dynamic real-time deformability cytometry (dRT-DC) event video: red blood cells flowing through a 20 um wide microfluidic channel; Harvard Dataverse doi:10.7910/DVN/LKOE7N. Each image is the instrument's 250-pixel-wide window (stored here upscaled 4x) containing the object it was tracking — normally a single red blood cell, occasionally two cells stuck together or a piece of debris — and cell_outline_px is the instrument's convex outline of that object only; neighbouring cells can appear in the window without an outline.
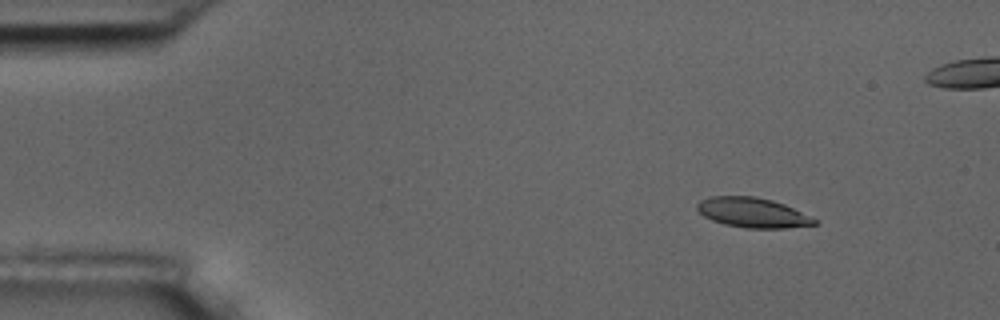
{"species": "common noctule bat (a hibernating species)", "species_latin": "Nyctalus noctula", "temperature_condition": "room temperature", "stored_images_in_passage": 8, "segment_of_instrument_passage": [1, 2], "camera_frame_rate_fps": 3000, "um_per_image_px": 0.085, "animal": {"sex": "male", "body_mass_g": 17.5, "forearm_length_mm": 52.3}, "frame": {"image": 1, "passage_image": 1, "time_ms": 0.0, "image_size_px": [1000, 320], "cell_outline_px": [[820, 220], [816, 224], [784, 228], [744, 228], [724, 224], [712, 220], [704, 216], [696, 208], [696, 204], [700, 200], [712, 196], [756, 196], [772, 200], [784, 204]], "centroid_in_image_um": [63.98, 18.07], "position_along_channel_um": 21.0, "area_um2": 20.46}}
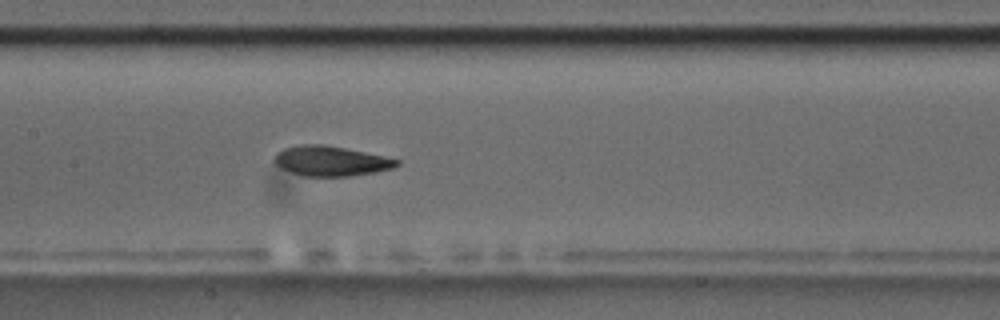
{"frame": {"image": 2, "passage_image": 7, "time_ms": 6.667, "image_size_px": [1000, 320], "cell_outline_px": [[400, 164], [392, 168], [376, 172], [352, 176], [304, 176], [280, 168], [276, 164], [276, 152], [284, 148], [300, 144], [324, 144], [344, 148], [400, 160]], "centroid_in_image_um": [28.12, 13.69], "position_along_channel_um": 179.3, "area_um2": 21.15}}